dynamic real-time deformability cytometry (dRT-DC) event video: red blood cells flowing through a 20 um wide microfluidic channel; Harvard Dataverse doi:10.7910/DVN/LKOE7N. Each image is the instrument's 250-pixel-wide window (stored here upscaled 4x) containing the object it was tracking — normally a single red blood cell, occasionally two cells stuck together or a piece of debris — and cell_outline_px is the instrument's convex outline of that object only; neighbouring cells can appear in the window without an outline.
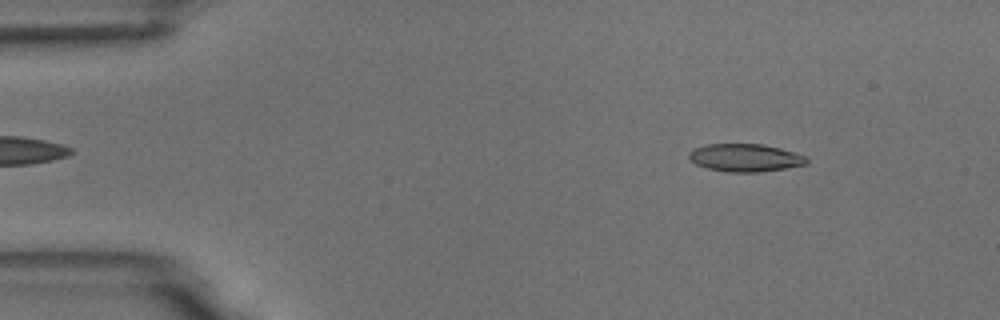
{"species": "common noctule bat (a hibernating species)", "species_latin": "Nyctalus noctula", "temperature_condition": "room temperature", "stored_images_in_passage": 9, "camera_frame_rate_fps": 3000, "um_per_image_px": 0.085, "animal": {"sex": "male", "body_mass_g": 18.8}, "frame": {"image": 1, "passage_image": 1, "time_ms": 0.0, "image_size_px": [1000, 320], "cell_outline_px": [[808, 164], [760, 172], [724, 172], [708, 168], [696, 164], [688, 156], [688, 152], [692, 148], [708, 144], [764, 144], [780, 148], [804, 156], [808, 160]], "centroid_in_image_um": [63.31, 13.4], "position_along_channel_um": 21.7, "area_um2": 19.02}}
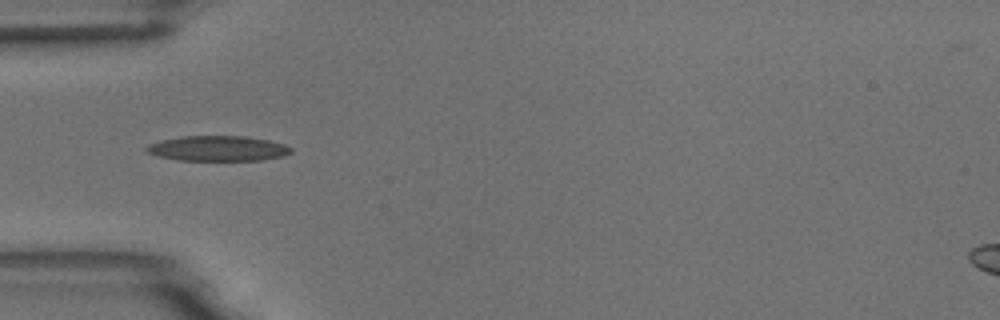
{"frame": {"image": 2, "passage_image": 4, "time_ms": 3.333, "image_size_px": [1000, 320], "cell_outline_px": [[292, 152], [280, 156], [260, 160], [180, 160], [160, 156], [148, 152], [144, 148], [148, 144], [180, 136], [244, 136], [268, 140], [284, 144], [292, 148]], "centroid_in_image_um": [18.52, 12.61], "position_along_channel_um": 66.5, "area_um2": 20.92}}
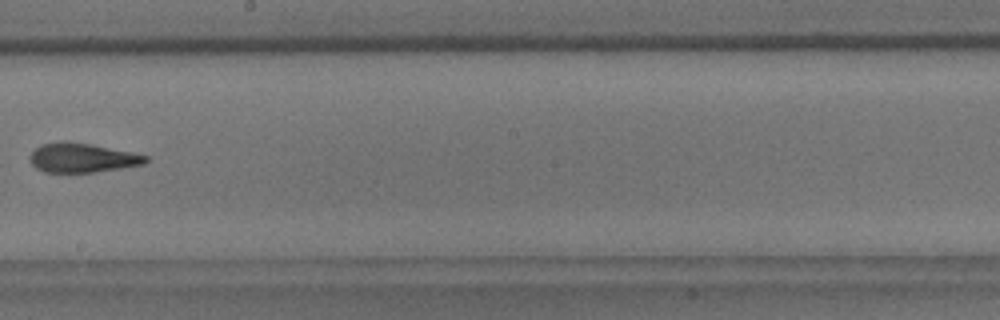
{"frame": {"image": 3, "passage_image": 8, "time_ms": 8.0, "image_size_px": [1000, 320], "cell_outline_px": [[148, 160], [144, 164], [96, 172], [44, 172], [36, 168], [32, 164], [28, 156], [40, 144], [60, 140], [68, 140], [92, 144], [148, 156]], "centroid_in_image_um": [6.93, 13.39], "position_along_channel_um": 241.3, "area_um2": 19.88}}